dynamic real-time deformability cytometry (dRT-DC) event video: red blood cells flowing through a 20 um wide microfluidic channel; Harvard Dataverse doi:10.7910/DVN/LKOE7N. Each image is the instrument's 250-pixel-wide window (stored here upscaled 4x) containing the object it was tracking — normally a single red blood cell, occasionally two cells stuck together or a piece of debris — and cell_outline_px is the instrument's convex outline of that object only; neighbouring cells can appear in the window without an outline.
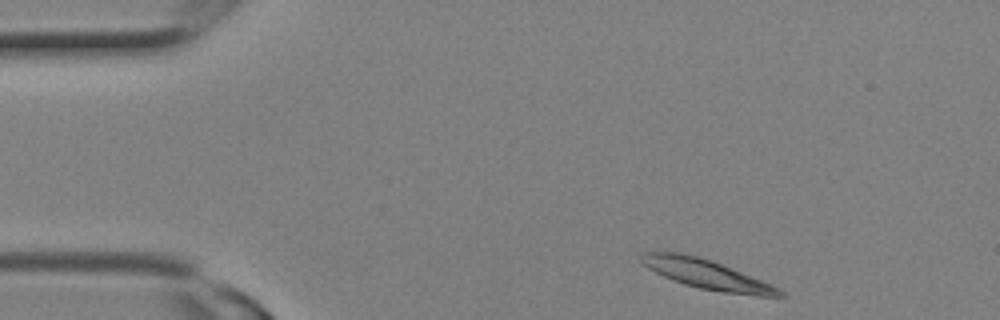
{"species": "Egyptian fruit bat (a non-hibernating species)", "species_latin": "Rousettus aegyptiacus", "temperature_condition": "room temperature", "stored_images_in_passage": 6, "camera_frame_rate_fps": 3000, "um_per_image_px": 0.085, "animal": {"sex": "female"}, "frame": {"image": 1, "passage_image": 1, "time_ms": 0.0, "image_size_px": [1000, 320], "cell_outline_px": [[788, 296], [756, 296], [724, 292], [700, 288], [684, 284], [672, 280], [648, 268], [636, 260], [636, 256], [640, 252], [684, 252], [700, 256], [712, 260], [772, 284], [780, 288]], "centroid_in_image_um": [60.03, 23.29], "position_along_channel_um": 25.0, "area_um2": 24.1}}
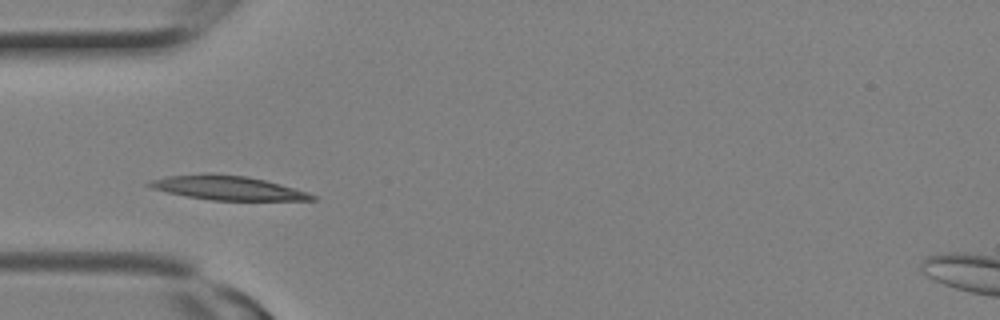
{"frame": {"image": 2, "passage_image": 5, "time_ms": 1.333, "image_size_px": [1000, 320], "cell_outline_px": [[316, 200], [212, 200], [188, 196], [168, 192], [152, 188], [144, 184], [148, 180], [168, 176], [204, 172], [212, 172], [248, 176], [280, 184], [308, 192], [316, 196]], "centroid_in_image_um": [19.3, 15.94], "position_along_channel_um": 65.7, "area_um2": 23.06}}